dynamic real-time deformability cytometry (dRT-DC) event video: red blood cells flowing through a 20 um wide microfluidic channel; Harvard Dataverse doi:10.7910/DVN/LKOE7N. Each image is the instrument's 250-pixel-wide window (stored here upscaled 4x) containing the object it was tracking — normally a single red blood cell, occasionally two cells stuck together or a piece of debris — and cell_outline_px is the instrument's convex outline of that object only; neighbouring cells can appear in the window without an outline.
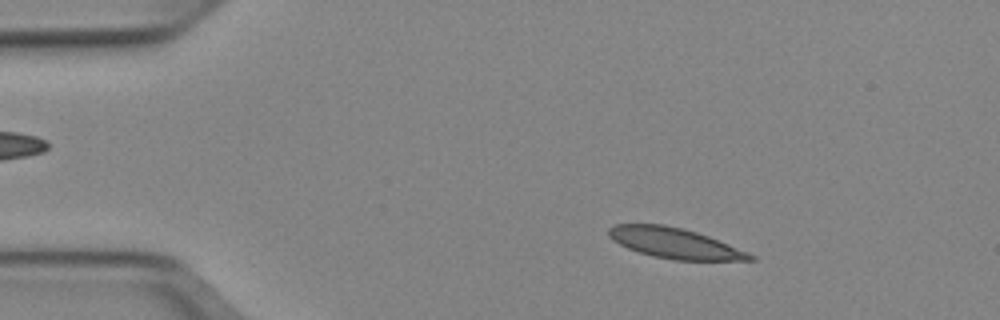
{"species": "Egyptian fruit bat (a non-hibernating species)", "species_latin": "Rousettus aegyptiacus", "temperature_condition": "cold", "stored_images_in_passage": 51, "camera_frame_rate_fps": 3000, "um_per_image_px": 0.085, "animal": {"sex": "female"}, "frame": {"image": 1, "passage_image": 8, "time_ms": 2.333, "image_size_px": [1000, 320], "cell_outline_px": [[756, 260], [676, 260], [652, 256], [628, 248], [612, 240], [608, 236], [608, 228], [616, 224], [664, 224], [684, 228], [708, 236], [748, 252], [756, 256]], "centroid_in_image_um": [57.34, 20.66], "position_along_channel_um": 27.7, "area_um2": 24.97}}
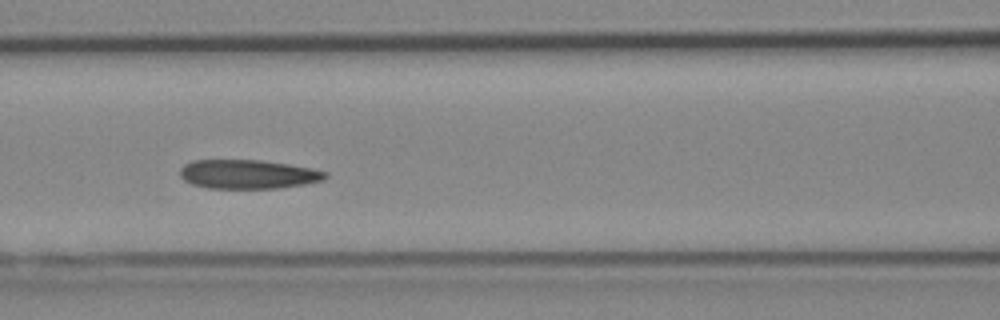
{"frame": {"image": 2, "passage_image": 22, "time_ms": 7.0, "image_size_px": [1000, 320], "cell_outline_px": [[328, 176], [324, 180], [304, 184], [280, 188], [208, 188], [192, 184], [184, 180], [180, 176], [180, 168], [184, 164], [192, 160], [260, 160], [288, 164], [312, 168], [328, 172]], "centroid_in_image_um": [21.08, 14.81], "position_along_channel_um": 145.5, "area_um2": 24.68}}
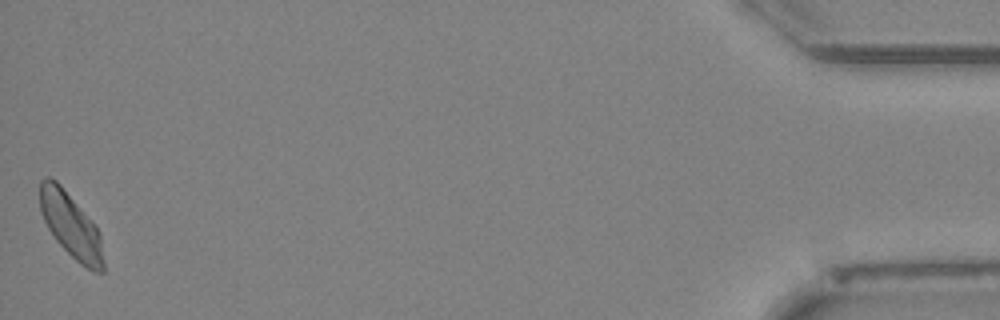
{"frame": {"image": 3, "passage_image": 51, "time_ms": 16.667, "image_size_px": [1000, 320], "cell_outline_px": [[104, 272], [92, 272], [80, 264], [56, 240], [48, 228], [40, 212], [40, 180], [44, 176], [48, 176], [56, 180], [60, 184], [96, 228], [100, 236], [104, 264]], "centroid_in_image_um": [6.0, 19.17], "position_along_channel_um": 429.2, "area_um2": 23.47}, "authors_computed_cell_mechanics": {"area_um2": 24.9118, "velocity_mm_per_s": 3.8924, "shape_relaxation_time_tau1_ms": 5.5624, "shape_relaxation_time_tau2_ms": 4.3867, "deformation_change_tau1": 0.1139, "deformation_change_tau2": 0.0859}}